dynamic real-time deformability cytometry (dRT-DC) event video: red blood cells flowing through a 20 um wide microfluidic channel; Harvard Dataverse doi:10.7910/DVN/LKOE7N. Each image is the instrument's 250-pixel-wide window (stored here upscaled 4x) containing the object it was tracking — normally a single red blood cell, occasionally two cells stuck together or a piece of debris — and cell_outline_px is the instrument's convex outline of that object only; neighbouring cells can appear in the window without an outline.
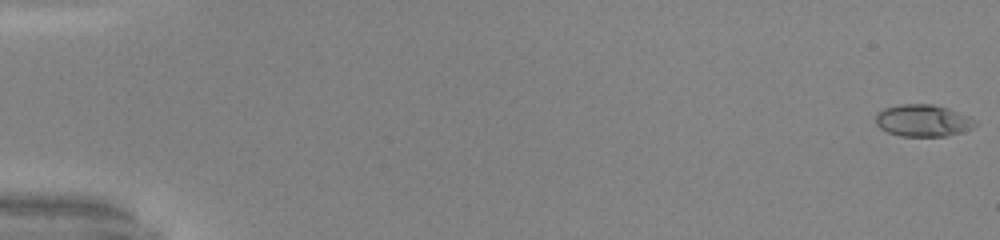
{"species": "common noctule bat (a hibernating species)", "species_latin": "Nyctalus noctula", "temperature_condition": "warm", "stored_images_in_passage": 52, "camera_frame_rate_fps": 3000, "um_per_image_px": 0.085, "animal": {"sex": "male", "body_mass_g": 20.0, "forearm_length_mm": 53.3}, "frame": {"image": 1, "passage_image": 1, "time_ms": 0.0, "image_size_px": [1000, 240], "cell_outline_px": [[976, 124], [972, 128], [960, 132], [944, 136], [900, 136], [888, 132], [880, 128], [876, 124], [876, 116], [884, 108], [900, 104], [932, 104], [948, 108], [976, 120]], "centroid_in_image_um": [78.43, 10.25], "position_along_channel_um": 6.6, "area_um2": 18.32}}
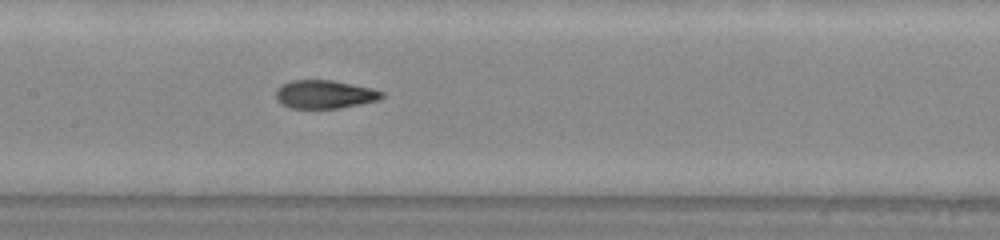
{"frame": {"image": 2, "passage_image": 27, "time_ms": 8.667, "image_size_px": [1000, 240], "cell_outline_px": [[384, 96], [376, 100], [360, 104], [340, 108], [292, 108], [276, 100], [276, 88], [280, 84], [292, 80], [332, 80], [372, 88], [384, 92]], "centroid_in_image_um": [27.57, 8.01], "position_along_channel_um": 179.8, "area_um2": 17.46}}
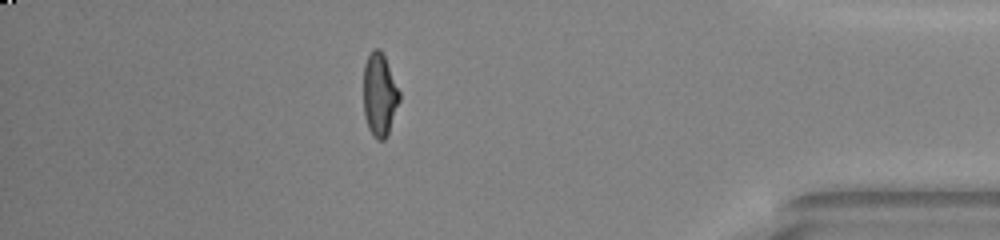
{"frame": {"image": 3, "passage_image": 46, "time_ms": 15.0, "image_size_px": [1000, 240], "cell_outline_px": [[400, 100], [388, 132], [384, 140], [376, 140], [372, 136], [368, 128], [364, 116], [364, 64], [372, 48], [380, 48], [384, 56], [400, 92]], "centroid_in_image_um": [32.25, 8.06], "position_along_channel_um": 403.0, "area_um2": 17.34}, "authors_computed_cell_mechanics": {"area_um2": 17.629, "velocity_mm_per_s": 4.0913, "shape_relaxation_time_tau1_ms": 8.4254, "shape_relaxation_time_tau2_ms": 1.2242, "deformation_change_tau1": 0.3243, "deformation_change_tau2": 0.0717}}